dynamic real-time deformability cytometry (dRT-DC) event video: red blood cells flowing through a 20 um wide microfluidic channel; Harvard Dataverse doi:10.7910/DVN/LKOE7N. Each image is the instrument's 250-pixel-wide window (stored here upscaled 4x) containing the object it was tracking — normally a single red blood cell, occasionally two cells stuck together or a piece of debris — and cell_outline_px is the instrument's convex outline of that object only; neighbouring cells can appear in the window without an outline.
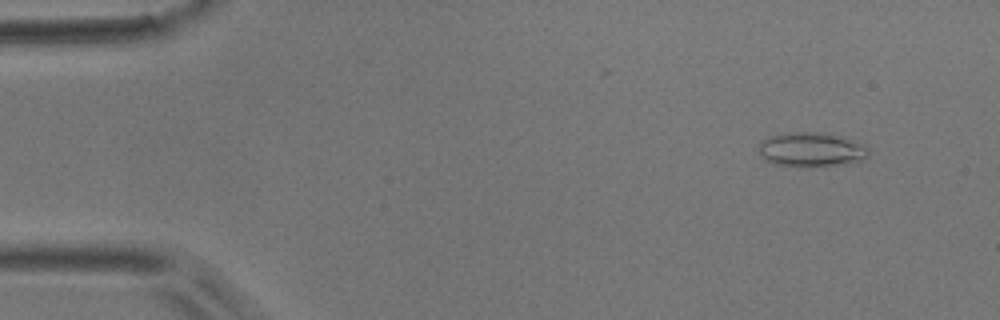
{"species": "common noctule bat (a hibernating species)", "species_latin": "Nyctalus noctula", "temperature_condition": "room temperature", "stored_images_in_passage": 51, "camera_frame_rate_fps": 3000, "um_per_image_px": 0.085, "animal": {"sex": "male", "body_mass_g": 17.9}, "frame": {"image": 1, "passage_image": 5, "time_ms": 1.333, "image_size_px": [1000, 320], "cell_outline_px": [[868, 156], [860, 160], [840, 164], [812, 168], [800, 168], [772, 164], [764, 160], [760, 156], [760, 140], [772, 136], [796, 132], [828, 132], [864, 144], [868, 148]], "centroid_in_image_um": [68.94, 12.74], "position_along_channel_um": 16.1, "area_um2": 22.37}}
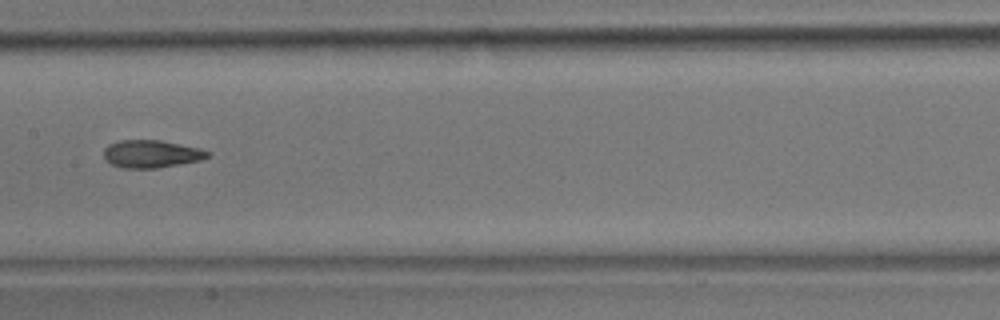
{"frame": {"image": 2, "passage_image": 26, "time_ms": 8.333, "image_size_px": [1000, 320], "cell_outline_px": [[212, 152], [208, 156], [200, 160], [156, 168], [124, 168], [112, 164], [104, 160], [104, 148], [108, 144], [120, 140], [160, 140], [200, 148]], "centroid_in_image_um": [12.84, 13.07], "position_along_channel_um": 194.6, "area_um2": 16.7}}
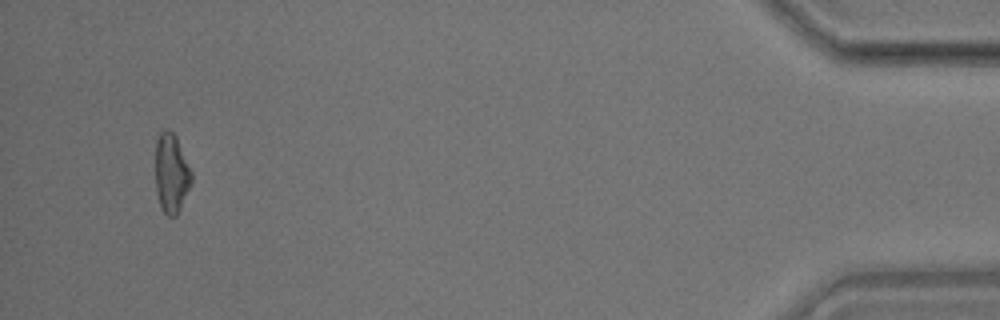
{"frame": {"image": 3, "passage_image": 49, "time_ms": 16.0, "image_size_px": [1000, 320], "cell_outline_px": [[192, 184], [176, 216], [168, 216], [160, 208], [156, 192], [156, 140], [160, 132], [164, 128], [168, 128], [176, 136], [192, 172]], "centroid_in_image_um": [14.57, 14.72], "position_along_channel_um": 420.6, "area_um2": 16.82}, "authors_computed_cell_mechanics": {"area_um2": 17.051, "velocity_mm_per_s": 3.9473, "shape_relaxation_time_tau1_ms": null, "shape_relaxation_time_tau2_ms": 4.011, "deformation_change_tau1": null, "deformation_change_tau2": 0.1339}}